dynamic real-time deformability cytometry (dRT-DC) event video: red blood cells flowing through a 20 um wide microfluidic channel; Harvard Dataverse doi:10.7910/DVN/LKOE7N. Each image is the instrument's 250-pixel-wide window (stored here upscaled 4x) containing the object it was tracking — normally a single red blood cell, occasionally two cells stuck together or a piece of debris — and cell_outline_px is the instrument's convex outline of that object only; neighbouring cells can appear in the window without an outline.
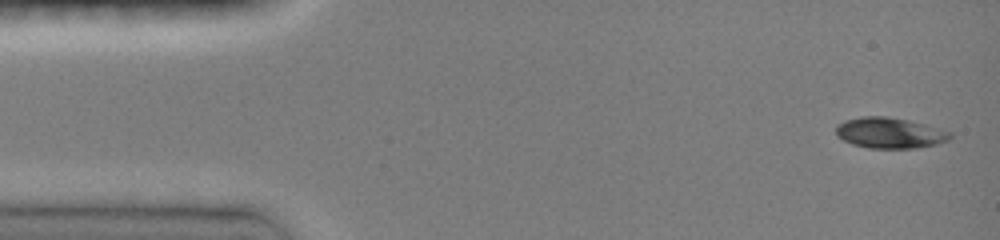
{"species": "common noctule bat (a hibernating species)", "species_latin": "Nyctalus noctula", "temperature_condition": "room temperature", "stored_images_in_passage": 32, "camera_frame_rate_fps": 3000, "um_per_image_px": 0.085, "animal": {"sex": "female", "body_mass_g": 19.0, "forearm_length_mm": 51.5}, "frame": {"image": 1, "passage_image": 1, "time_ms": 0.0, "image_size_px": [1000, 240], "cell_outline_px": [[952, 136], [948, 140], [936, 144], [916, 148], [868, 148], [852, 144], [836, 136], [836, 124], [844, 120], [860, 116], [888, 116], [908, 120], [924, 124], [952, 132]], "centroid_in_image_um": [75.6, 11.29], "position_along_channel_um": 9.4, "area_um2": 20.58}}
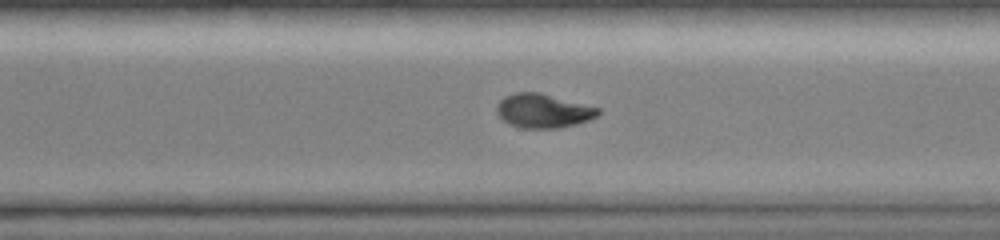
{"frame": {"image": 2, "passage_image": 23, "time_ms": 10.333, "image_size_px": [1000, 240], "cell_outline_px": [[600, 112], [596, 116], [588, 120], [576, 124], [560, 128], [524, 128], [508, 124], [496, 112], [496, 108], [500, 100], [504, 96], [516, 92], [540, 92], [600, 108]], "centroid_in_image_um": [46.16, 9.42], "position_along_channel_um": 324.4, "area_um2": 20.06}}
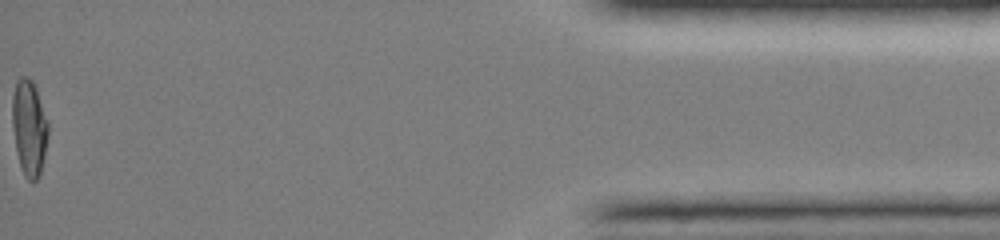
{"frame": {"image": 3, "passage_image": 32, "time_ms": 15.0, "image_size_px": [1000, 240], "cell_outline_px": [[48, 136], [44, 156], [40, 172], [36, 180], [32, 184], [24, 176], [20, 168], [16, 152], [12, 124], [12, 96], [16, 80], [20, 76], [28, 76], [32, 80], [36, 88], [48, 124]], "centroid_in_image_um": [2.46, 10.86], "position_along_channel_um": 432.7, "area_um2": 20.23}, "authors_computed_cell_mechanics": {"area_um2": 20.3745, "velocity_mm_per_s": 4.126, "shape_relaxation_time_tau1_ms": 7.8534, "shape_relaxation_time_tau2_ms": null, "deformation_change_tau1": 0.2346, "deformation_change_tau2": null}}